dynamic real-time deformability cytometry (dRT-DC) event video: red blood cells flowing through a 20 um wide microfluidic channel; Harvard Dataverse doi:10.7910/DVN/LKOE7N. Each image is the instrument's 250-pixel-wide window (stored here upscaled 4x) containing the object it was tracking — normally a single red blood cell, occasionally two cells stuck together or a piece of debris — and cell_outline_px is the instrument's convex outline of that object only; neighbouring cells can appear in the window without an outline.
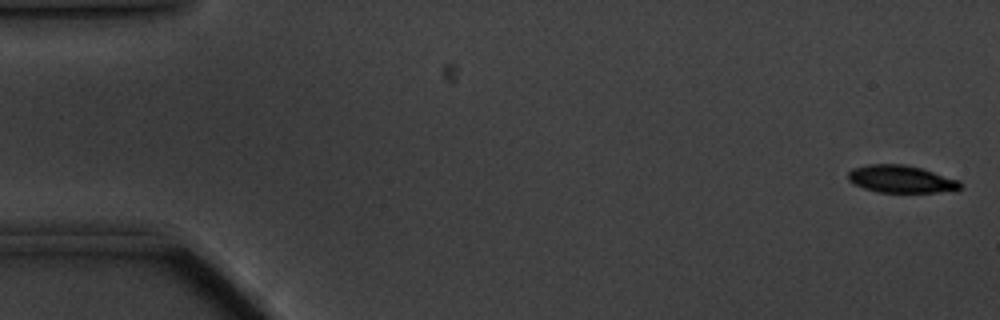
{"species": "common noctule bat (a hibernating species)", "species_latin": "Nyctalus noctula", "temperature_condition": "cold", "stored_images_in_passage": 58, "camera_frame_rate_fps": 3000, "um_per_image_px": 0.085, "animal": {"sex": "male", "body_mass_g": 20.1, "forearm_length_mm": 53.5}, "frame": {"image": 1, "passage_image": 2, "time_ms": 0.333, "image_size_px": [1000, 320], "cell_outline_px": [[964, 184], [956, 192], [876, 192], [864, 188], [848, 180], [848, 172], [852, 168], [868, 164], [904, 164], [920, 168], [960, 180]], "centroid_in_image_um": [76.64, 15.23], "position_along_channel_um": 8.4, "area_um2": 18.09}}
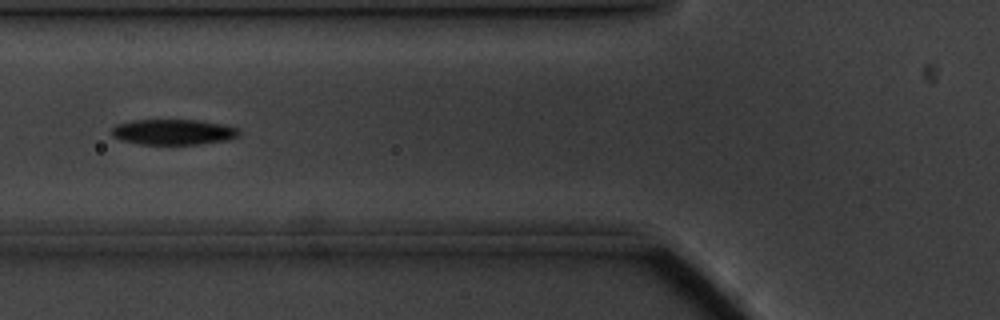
{"frame": {"image": 2, "passage_image": 22, "time_ms": 7.0, "image_size_px": [1000, 320], "cell_outline_px": [[240, 132], [236, 136], [228, 140], [196, 144], [140, 144], [120, 140], [112, 136], [112, 128], [116, 124], [132, 120], [200, 120], [224, 124], [236, 128]], "centroid_in_image_um": [14.7, 11.21], "position_along_channel_um": 111.1, "area_um2": 18.9}}
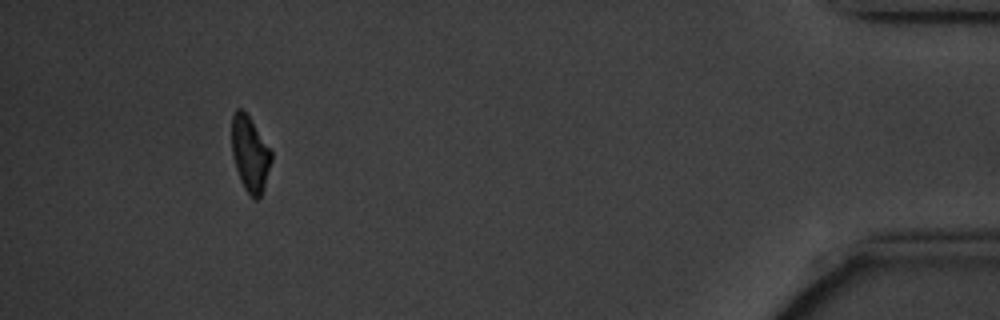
{"frame": {"image": 3, "passage_image": 54, "time_ms": 17.667, "image_size_px": [1000, 320], "cell_outline_px": [[272, 160], [264, 188], [260, 196], [256, 200], [244, 188], [240, 180], [232, 156], [232, 116], [236, 108], [240, 108], [248, 116], [272, 152]], "centroid_in_image_um": [21.24, 13.1], "position_along_channel_um": 414.0, "area_um2": 17.11}, "authors_computed_cell_mechanics": {"area_um2": 18.7561, "velocity_mm_per_s": 3.4543, "shape_relaxation_time_tau1_ms": 2.0264, "shape_relaxation_time_tau2_ms": null, "deformation_change_tau1": 0.1179, "deformation_change_tau2": null}}